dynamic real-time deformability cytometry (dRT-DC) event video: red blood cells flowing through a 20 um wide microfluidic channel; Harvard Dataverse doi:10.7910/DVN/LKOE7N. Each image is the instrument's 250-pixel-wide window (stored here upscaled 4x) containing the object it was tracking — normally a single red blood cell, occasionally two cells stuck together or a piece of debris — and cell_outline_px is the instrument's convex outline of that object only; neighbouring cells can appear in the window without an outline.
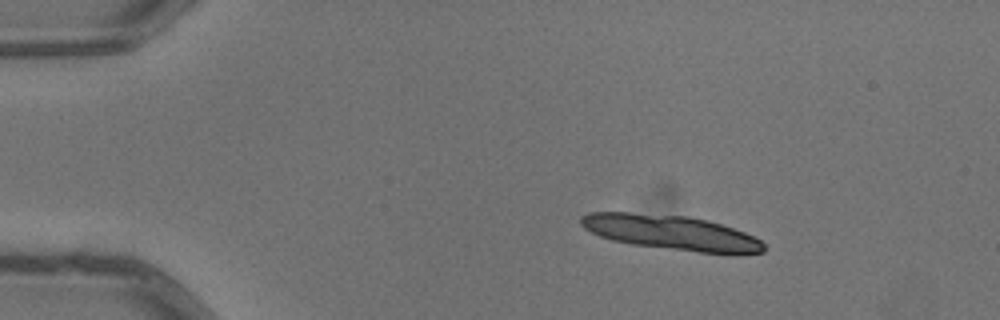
{"species": "common noctule bat (a hibernating species)", "species_latin": "Nyctalus noctula", "temperature_condition": "warm", "stored_images_in_passage": 3, "camera_frame_rate_fps": 3000, "um_per_image_px": 0.085, "animal": {"sex": "male", "body_mass_g": 13.3}, "frame": {"image": 1, "passage_image": 1, "time_ms": 0.0, "image_size_px": [1000, 320], "cell_outline_px": [[764, 252], [732, 256], [632, 244], [612, 240], [600, 236], [584, 228], [580, 224], [580, 216], [588, 212], [628, 212], [688, 216], [708, 220], [744, 232], [760, 240], [764, 244]], "centroid_in_image_um": [57.08, 19.78], "position_along_channel_um": 27.9, "area_um2": 37.34}}